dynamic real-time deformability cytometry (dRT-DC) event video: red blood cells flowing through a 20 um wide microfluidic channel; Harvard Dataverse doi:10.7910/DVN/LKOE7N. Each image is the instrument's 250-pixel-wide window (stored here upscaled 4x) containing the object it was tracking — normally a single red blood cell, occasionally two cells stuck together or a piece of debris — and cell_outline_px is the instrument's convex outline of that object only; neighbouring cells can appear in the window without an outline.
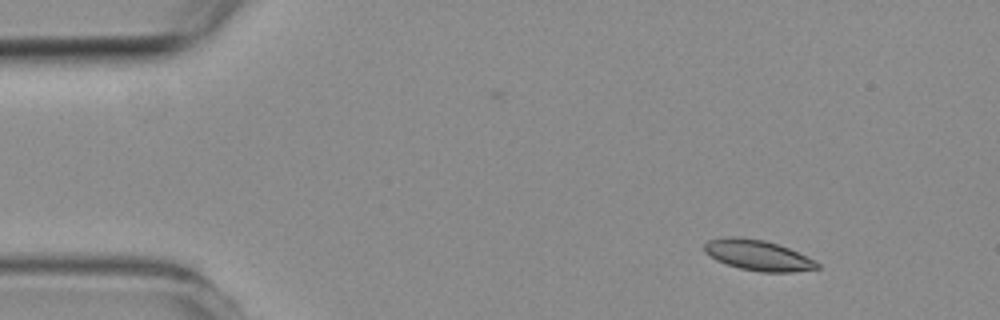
{"species": "common noctule bat (a hibernating species)", "species_latin": "Nyctalus noctula", "temperature_condition": "room temperature", "stored_images_in_passage": 5, "camera_frame_rate_fps": 3000, "um_per_image_px": 0.085, "animal": {"sex": "female", "body_mass_g": 19.3, "forearm_length_mm": 54.1}, "frame": {"image": 1, "passage_image": 2, "time_ms": 1.333, "image_size_px": [1000, 320], "cell_outline_px": [[820, 268], [792, 272], [760, 272], [740, 268], [716, 260], [704, 252], [704, 244], [708, 240], [764, 240], [788, 248], [820, 264]], "centroid_in_image_um": [64.47, 21.76], "position_along_channel_um": 20.5, "area_um2": 18.9}}
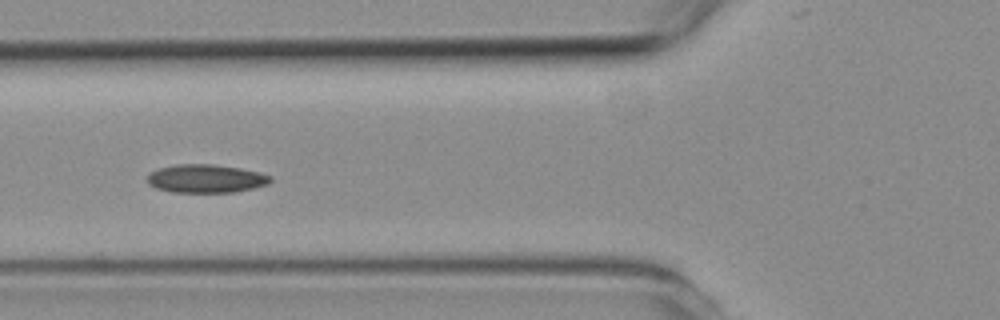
{"frame": {"image": 2, "passage_image": 5, "time_ms": 5.667, "image_size_px": [1000, 320], "cell_outline_px": [[272, 180], [268, 184], [252, 188], [232, 192], [172, 192], [156, 188], [148, 184], [148, 176], [152, 172], [160, 168], [176, 164], [212, 164], [240, 168], [260, 172], [272, 176]], "centroid_in_image_um": [17.52, 15.18], "position_along_channel_um": 108.3, "area_um2": 20.23}}